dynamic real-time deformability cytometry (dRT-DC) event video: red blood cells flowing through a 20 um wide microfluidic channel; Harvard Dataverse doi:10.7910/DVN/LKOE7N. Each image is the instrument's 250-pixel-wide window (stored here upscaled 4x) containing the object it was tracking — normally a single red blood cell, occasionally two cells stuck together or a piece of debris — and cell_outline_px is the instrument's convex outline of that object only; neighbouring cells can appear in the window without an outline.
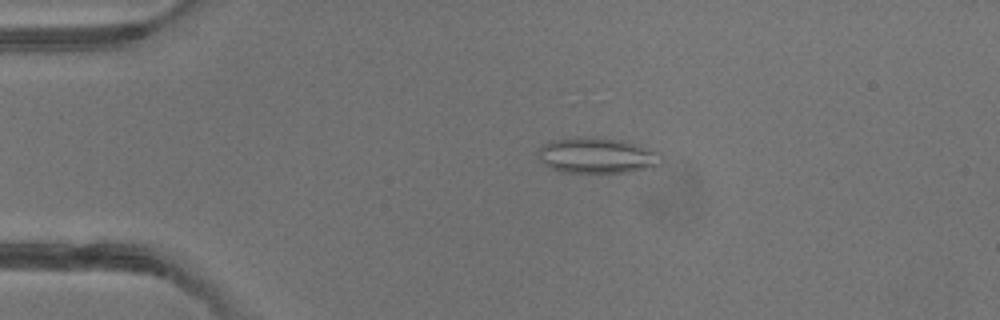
{"species": "common noctule bat (a hibernating species)", "species_latin": "Nyctalus noctula", "temperature_condition": "warm", "stored_images_in_passage": 4, "camera_frame_rate_fps": 3000, "um_per_image_px": 0.085, "animal": {"sex": "male", "body_mass_g": 13.3}, "frame": {"image": 1, "passage_image": 3, "time_ms": 2.333, "image_size_px": [1000, 320], "cell_outline_px": [[664, 164], [652, 168], [628, 172], [560, 172], [548, 168], [536, 156], [540, 148], [544, 144], [552, 140], [580, 136], [596, 136], [624, 140], [660, 152], [664, 160]], "centroid_in_image_um": [50.78, 13.21], "position_along_channel_um": 34.2, "area_um2": 26.3}}